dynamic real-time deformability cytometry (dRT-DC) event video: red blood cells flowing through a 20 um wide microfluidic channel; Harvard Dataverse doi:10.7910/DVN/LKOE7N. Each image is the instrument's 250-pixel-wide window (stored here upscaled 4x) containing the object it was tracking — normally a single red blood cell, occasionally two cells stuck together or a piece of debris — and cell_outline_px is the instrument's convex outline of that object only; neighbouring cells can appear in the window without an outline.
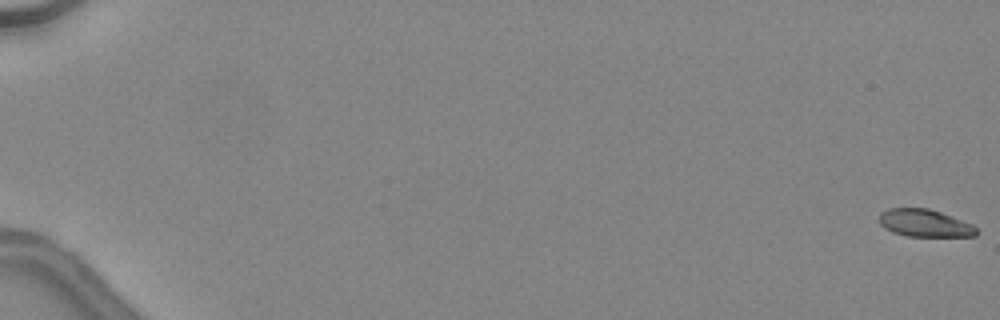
{"species": "common noctule bat (a hibernating species)", "species_latin": "Nyctalus noctula", "temperature_condition": "warm", "stored_images_in_passage": 11, "camera_frame_rate_fps": 3000, "um_per_image_px": 0.085, "animal": {"sex": "female", "body_mass_g": 24.6, "forearm_length_mm": 56.2}, "frame": {"image": 1, "passage_image": 1, "time_ms": 0.0, "image_size_px": [1000, 320], "cell_outline_px": [[976, 236], [908, 236], [892, 232], [884, 228], [880, 224], [880, 212], [888, 208], [928, 208], [940, 212], [972, 224], [976, 228]], "centroid_in_image_um": [78.56, 18.96], "position_along_channel_um": 6.4, "area_um2": 15.43}}